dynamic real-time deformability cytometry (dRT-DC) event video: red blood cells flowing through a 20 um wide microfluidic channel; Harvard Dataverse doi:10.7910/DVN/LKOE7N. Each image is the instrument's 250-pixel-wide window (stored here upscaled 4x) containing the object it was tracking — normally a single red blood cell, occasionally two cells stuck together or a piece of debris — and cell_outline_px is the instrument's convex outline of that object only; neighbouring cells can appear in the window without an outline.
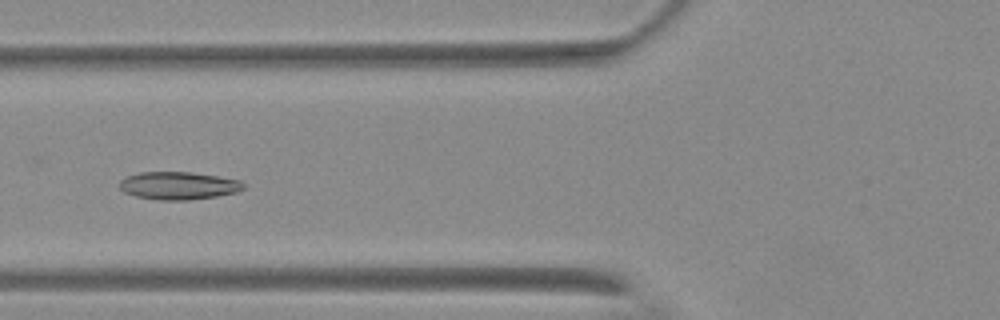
{"species": "Egyptian fruit bat (a non-hibernating species)", "species_latin": "Rousettus aegyptiacus", "temperature_condition": "warm", "stored_images_in_passage": 40, "camera_frame_rate_fps": 3000, "um_per_image_px": 0.085, "animal": {"sex": "female"}, "frame": {"image": 1, "passage_image": 6, "time_ms": 1.667, "image_size_px": [1000, 320], "cell_outline_px": [[244, 188], [236, 192], [216, 196], [188, 200], [156, 200], [136, 196], [124, 192], [120, 188], [120, 180], [128, 176], [140, 172], [192, 172], [240, 180], [244, 184]], "centroid_in_image_um": [15.16, 15.78], "position_along_channel_um": 110.6, "area_um2": 19.94}}
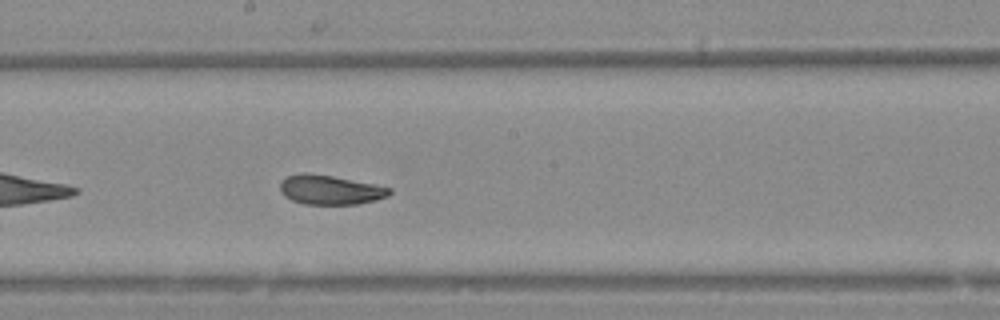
{"frame": {"image": 2, "passage_image": 15, "time_ms": 4.667, "image_size_px": [1000, 320], "cell_outline_px": [[392, 192], [388, 196], [376, 200], [356, 204], [304, 204], [292, 200], [284, 196], [280, 192], [280, 184], [288, 176], [304, 172], [332, 176], [376, 184], [392, 188]], "centroid_in_image_um": [28.09, 16.14], "position_along_channel_um": 220.1, "area_um2": 18.73}}
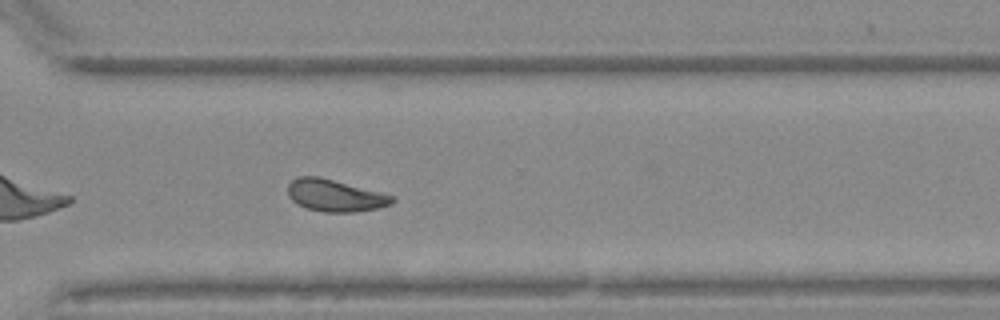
{"frame": {"image": 3, "passage_image": 25, "time_ms": 8.0, "image_size_px": [1000, 320], "cell_outline_px": [[396, 200], [392, 204], [376, 208], [352, 212], [324, 212], [308, 208], [296, 204], [288, 196], [288, 184], [292, 180], [300, 176], [320, 176], [396, 196]], "centroid_in_image_um": [28.49, 16.61], "position_along_channel_um": 342.1, "area_um2": 19.54}, "authors_computed_cell_mechanics": {"area_um2": 19.5653, "velocity_mm_per_s": 3.662, "shape_relaxation_time_tau1_ms": 3.3958, "shape_relaxation_time_tau2_ms": 2.1577, "deformation_change_tau1": 0.1089, "deformation_change_tau2": 0.0728}}